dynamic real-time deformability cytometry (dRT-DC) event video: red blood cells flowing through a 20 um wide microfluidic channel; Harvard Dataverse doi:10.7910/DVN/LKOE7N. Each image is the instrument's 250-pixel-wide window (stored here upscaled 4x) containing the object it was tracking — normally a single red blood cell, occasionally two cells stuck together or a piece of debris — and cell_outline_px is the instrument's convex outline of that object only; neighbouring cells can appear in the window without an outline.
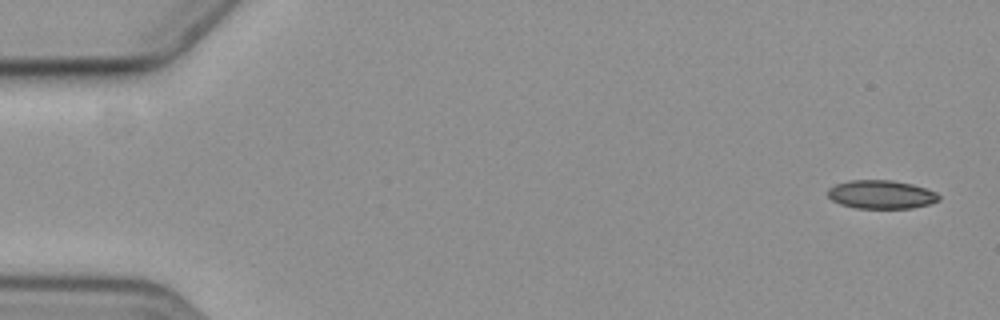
{"species": "common noctule bat (a hibernating species)", "species_latin": "Nyctalus noctula", "temperature_condition": "cold", "stored_images_in_passage": 6, "camera_frame_rate_fps": 3000, "um_per_image_px": 0.085, "animal": {"sex": "female", "body_mass_g": 19.3, "forearm_length_mm": 54.1}, "frame": {"image": 1, "passage_image": 1, "time_ms": 0.0, "image_size_px": [1000, 320], "cell_outline_px": [[940, 200], [928, 204], [912, 208], [856, 208], [840, 204], [832, 200], [828, 196], [828, 188], [836, 184], [852, 180], [892, 180], [912, 184], [936, 192], [940, 196]], "centroid_in_image_um": [74.9, 16.53], "position_along_channel_um": 10.1, "area_um2": 18.38}}
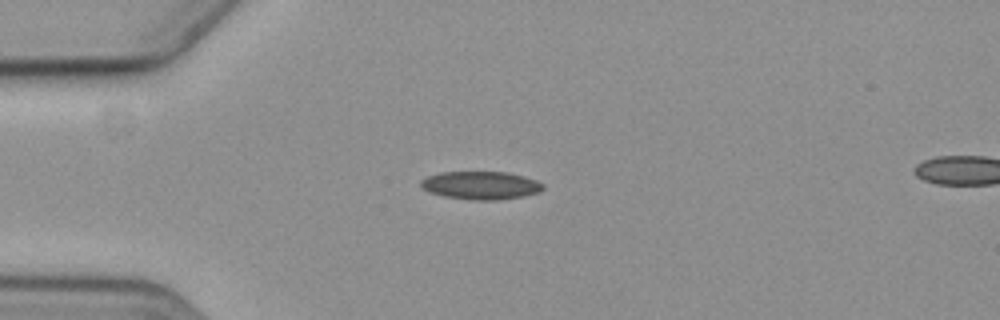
{"frame": {"image": 2, "passage_image": 5, "time_ms": 4.333, "image_size_px": [1000, 320], "cell_outline_px": [[544, 188], [540, 192], [520, 196], [492, 200], [472, 200], [444, 196], [432, 192], [424, 188], [420, 184], [420, 180], [428, 176], [440, 172], [508, 172], [524, 176], [536, 180], [544, 184]], "centroid_in_image_um": [40.89, 15.74], "position_along_channel_um": 44.1, "area_um2": 19.77}}